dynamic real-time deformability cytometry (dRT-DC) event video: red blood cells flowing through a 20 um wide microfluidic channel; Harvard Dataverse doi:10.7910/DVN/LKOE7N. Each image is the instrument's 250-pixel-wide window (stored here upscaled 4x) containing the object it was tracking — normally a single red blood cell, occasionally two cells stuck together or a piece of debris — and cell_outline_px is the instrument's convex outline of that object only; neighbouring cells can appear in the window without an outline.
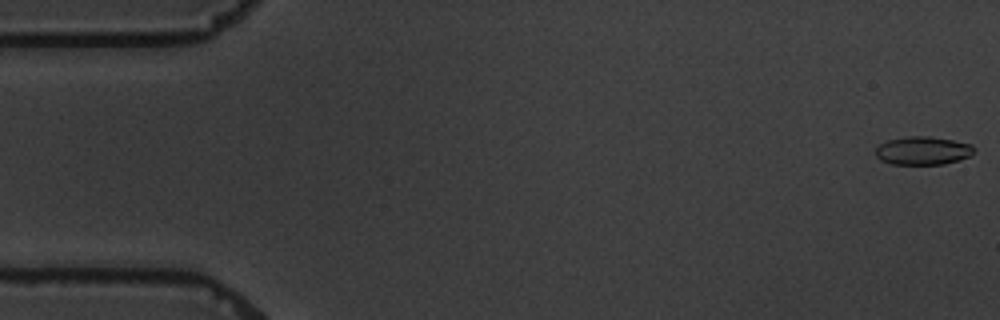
{"species": "common noctule bat (a hibernating species)", "species_latin": "Nyctalus noctula", "temperature_condition": "warm", "stored_images_in_passage": 7, "camera_frame_rate_fps": 3000, "um_per_image_px": 0.085, "animal": {"sex": "male", "body_mass_g": 19.5, "forearm_length_mm": 54.6}, "frame": {"image": 1, "passage_image": 1, "time_ms": 0.0, "image_size_px": [1000, 320], "cell_outline_px": [[976, 148], [968, 156], [960, 160], [944, 164], [892, 164], [880, 160], [876, 156], [876, 148], [880, 144], [888, 140], [908, 136], [928, 136], [952, 140], [972, 144]], "centroid_in_image_um": [78.44, 12.8], "position_along_channel_um": 6.6, "area_um2": 16.18}}
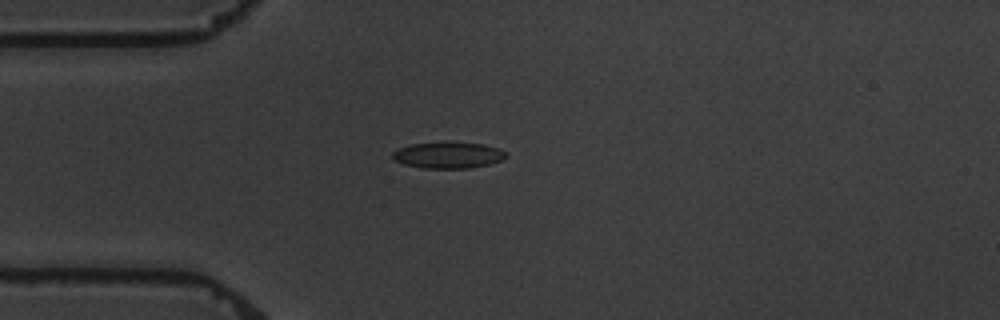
{"frame": {"image": 2, "passage_image": 5, "time_ms": 4.667, "image_size_px": [1000, 320], "cell_outline_px": [[508, 156], [504, 160], [488, 164], [468, 168], [424, 168], [404, 164], [396, 160], [392, 156], [392, 152], [400, 148], [412, 144], [480, 144], [496, 148], [508, 152]], "centroid_in_image_um": [38.13, 13.22], "position_along_channel_um": 46.9, "area_um2": 16.65}}
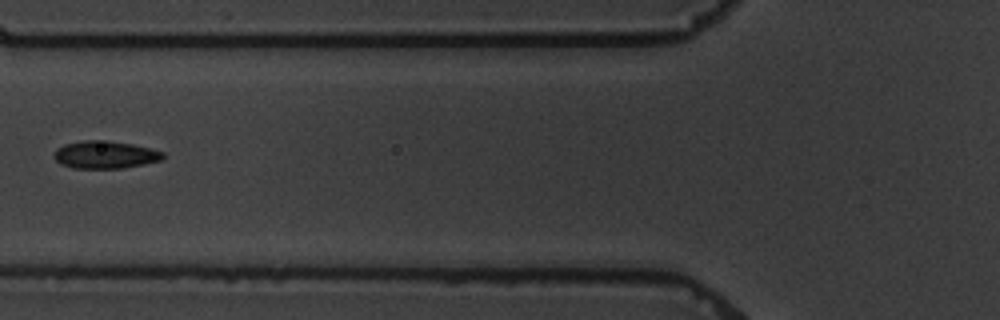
{"frame": {"image": 3, "passage_image": 7, "time_ms": 7.0, "image_size_px": [1000, 320], "cell_outline_px": [[164, 156], [160, 160], [144, 164], [124, 168], [72, 168], [60, 164], [52, 156], [56, 148], [64, 144], [84, 140], [108, 140], [132, 144], [152, 148], [164, 152]], "centroid_in_image_um": [8.91, 13.14], "position_along_channel_um": 116.9, "area_um2": 17.69}}